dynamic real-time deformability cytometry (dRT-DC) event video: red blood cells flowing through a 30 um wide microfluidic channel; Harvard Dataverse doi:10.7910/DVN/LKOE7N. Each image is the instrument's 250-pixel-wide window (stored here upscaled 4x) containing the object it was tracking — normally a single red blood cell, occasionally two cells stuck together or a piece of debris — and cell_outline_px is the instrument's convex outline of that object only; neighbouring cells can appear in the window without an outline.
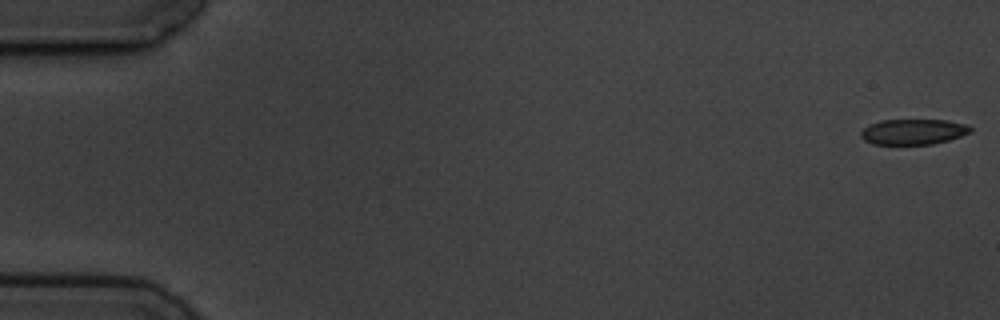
{"species": "common noctule bat (a hibernating species)", "species_latin": "Nyctalus noctula", "temperature_condition": "cold", "stored_images_in_passage": 9, "camera_frame_rate_fps": 3000, "um_per_image_px": 0.085, "animal": {"sex": "male", "body_mass_g": 19.5, "forearm_length_mm": 54.6}, "frame": {"image": 1, "passage_image": 1, "time_ms": 0.0, "image_size_px": [1000, 320], "cell_outline_px": [[972, 132], [948, 140], [932, 144], [872, 144], [864, 140], [860, 136], [860, 132], [864, 128], [880, 120], [948, 120], [968, 124], [972, 128]], "centroid_in_image_um": [77.65, 11.19], "position_along_channel_um": 7.3, "area_um2": 16.3}}
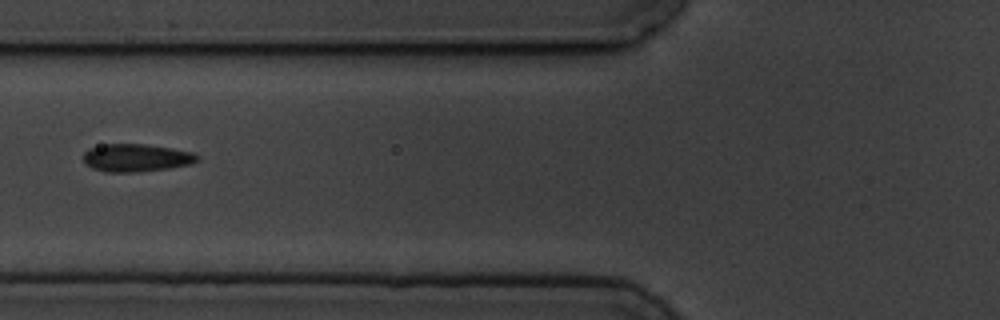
{"frame": {"image": 2, "passage_image": 7, "time_ms": 7.0, "image_size_px": [1000, 320], "cell_outline_px": [[200, 160], [188, 164], [168, 168], [136, 172], [104, 172], [92, 168], [84, 160], [84, 152], [88, 148], [104, 144], [144, 144], [172, 148], [192, 152], [200, 156]], "centroid_in_image_um": [11.58, 13.41], "position_along_channel_um": 114.2, "area_um2": 18.38}}
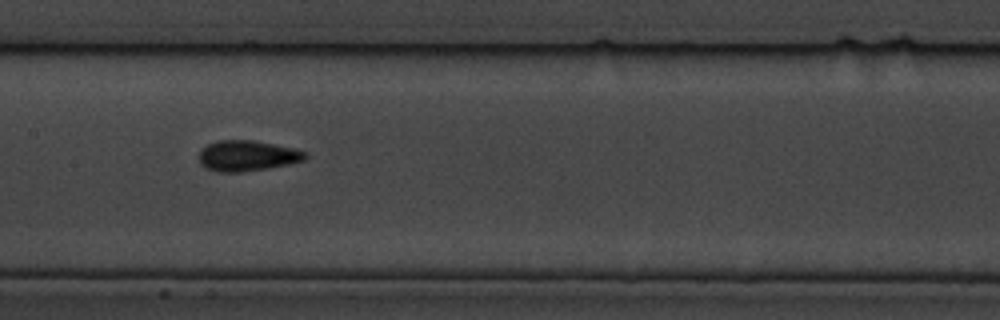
{"frame": {"image": 3, "passage_image": 9, "time_ms": 9.0, "image_size_px": [1000, 320], "cell_outline_px": [[308, 156], [304, 160], [288, 164], [240, 172], [216, 172], [204, 168], [200, 164], [200, 152], [208, 144], [216, 140], [252, 140], [292, 148], [308, 152]], "centroid_in_image_um": [20.99, 13.24], "position_along_channel_um": 186.4, "area_um2": 18.79}}